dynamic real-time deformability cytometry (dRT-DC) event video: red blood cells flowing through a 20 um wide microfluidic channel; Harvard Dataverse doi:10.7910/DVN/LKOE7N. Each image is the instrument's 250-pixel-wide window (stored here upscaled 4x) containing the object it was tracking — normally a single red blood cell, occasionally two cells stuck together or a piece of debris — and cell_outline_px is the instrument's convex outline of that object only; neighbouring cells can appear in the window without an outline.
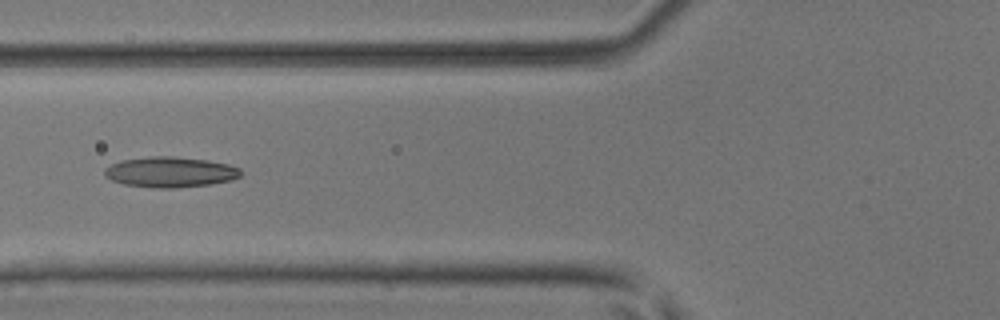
{"species": "common noctule bat (a hibernating species)", "species_latin": "Nyctalus noctula", "temperature_condition": "room temperature", "stored_images_in_passage": 5, "camera_frame_rate_fps": 3000, "um_per_image_px": 0.085, "animal": {"sex": "male", "body_mass_g": 17.9, "forearm_length_mm": 54.2}, "frame": {"image": 1, "passage_image": 5, "time_ms": 1.333, "image_size_px": [1000, 320], "cell_outline_px": [[244, 172], [240, 176], [232, 180], [212, 184], [172, 188], [156, 188], [124, 184], [112, 180], [104, 172], [104, 168], [112, 164], [124, 160], [152, 156], [172, 156], [208, 160], [228, 164], [240, 168]], "centroid_in_image_um": [14.53, 14.62], "position_along_channel_um": 111.3, "area_um2": 24.1}}